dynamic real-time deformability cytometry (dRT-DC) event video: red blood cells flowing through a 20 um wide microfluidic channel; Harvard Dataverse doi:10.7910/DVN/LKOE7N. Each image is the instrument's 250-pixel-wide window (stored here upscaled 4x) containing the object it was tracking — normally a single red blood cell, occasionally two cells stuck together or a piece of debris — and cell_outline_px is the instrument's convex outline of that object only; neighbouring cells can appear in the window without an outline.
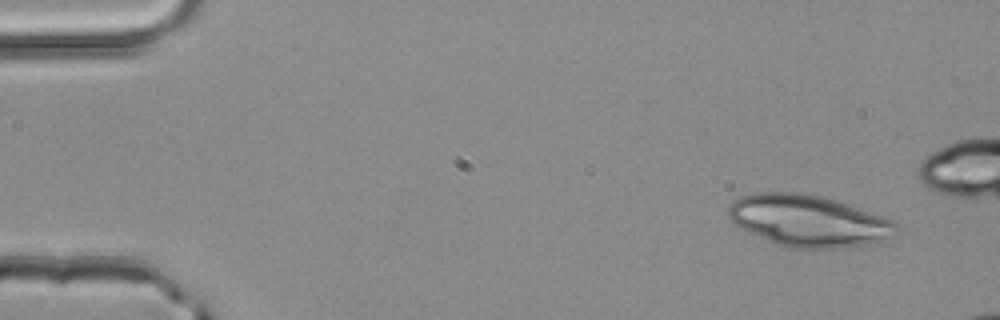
{"species": "common noctule bat (a hibernating species)", "species_latin": "Nyctalus noctula", "temperature_condition": "room temperature", "stored_images_in_passage": 4, "camera_frame_rate_fps": 3000, "um_per_image_px": 0.085, "animal": {"sex": "male", "body_mass_g": 20.4}, "frame": {"image": 1, "passage_image": 1, "time_ms": 0.0, "image_size_px": [1000, 320], "cell_outline_px": [[896, 228], [888, 236], [880, 240], [868, 244], [840, 248], [788, 248], [776, 244], [748, 232], [732, 224], [728, 216], [728, 208], [732, 200], [740, 196], [760, 192], [796, 192], [824, 196], [896, 220]], "centroid_in_image_um": [68.65, 18.75], "position_along_channel_um": 16.4, "area_um2": 50.52}}